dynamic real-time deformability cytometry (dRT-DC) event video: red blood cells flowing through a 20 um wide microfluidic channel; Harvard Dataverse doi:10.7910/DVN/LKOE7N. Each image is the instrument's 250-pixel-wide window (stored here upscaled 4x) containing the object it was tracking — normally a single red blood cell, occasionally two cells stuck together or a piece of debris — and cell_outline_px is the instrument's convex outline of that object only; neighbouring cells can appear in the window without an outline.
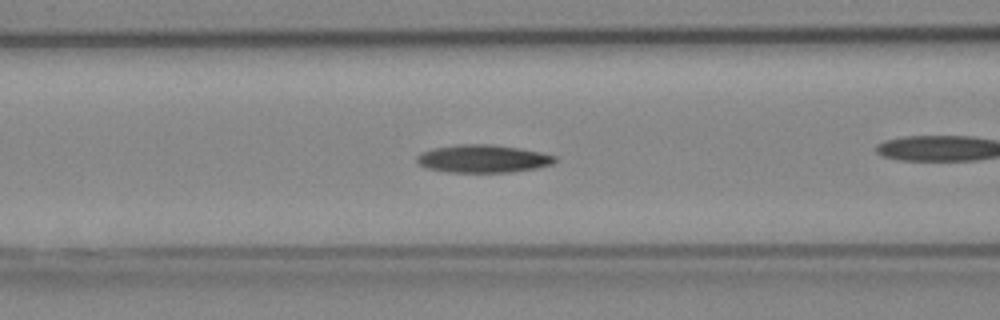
{"species": "Egyptian fruit bat (a non-hibernating species)", "species_latin": "Rousettus aegyptiacus", "temperature_condition": "cold", "stored_images_in_passage": 27, "camera_frame_rate_fps": 3000, "um_per_image_px": 0.085, "animal": {"sex": "female"}, "frame": {"image": 1, "passage_image": 8, "time_ms": 2.333, "image_size_px": [1000, 320], "cell_outline_px": [[556, 160], [552, 164], [536, 168], [508, 172], [448, 172], [424, 168], [416, 164], [416, 156], [432, 148], [456, 144], [488, 144], [520, 148], [540, 152], [556, 156]], "centroid_in_image_um": [41.0, 13.49], "position_along_channel_um": 125.6, "area_um2": 22.48}}